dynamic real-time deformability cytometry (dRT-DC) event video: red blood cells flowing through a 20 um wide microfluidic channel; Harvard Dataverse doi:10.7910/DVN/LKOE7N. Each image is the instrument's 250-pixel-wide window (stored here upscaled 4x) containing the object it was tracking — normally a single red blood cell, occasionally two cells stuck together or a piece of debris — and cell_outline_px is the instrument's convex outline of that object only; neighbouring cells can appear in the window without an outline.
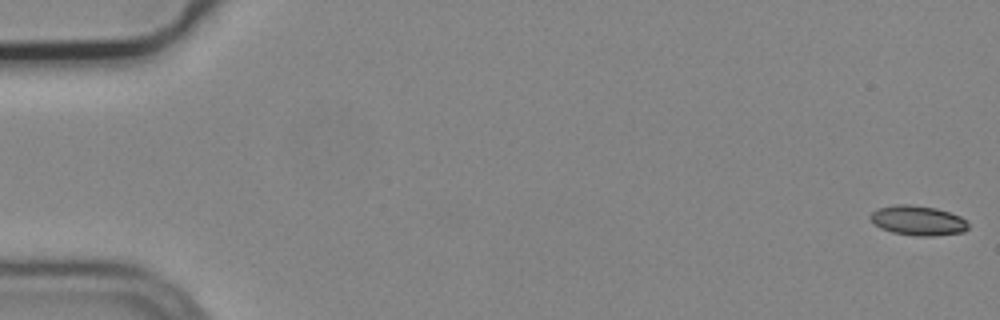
{"species": "common noctule bat (a hibernating species)", "species_latin": "Nyctalus noctula", "temperature_condition": "cold", "stored_images_in_passage": 6, "camera_frame_rate_fps": 3000, "um_per_image_px": 0.085, "animal": {"sex": "male", "body_mass_g": 19.2, "forearm_length_mm": 51.8}, "frame": {"image": 1, "passage_image": 1, "time_ms": 0.0, "image_size_px": [1000, 320], "cell_outline_px": [[968, 228], [964, 232], [932, 236], [920, 236], [892, 232], [880, 228], [868, 216], [876, 208], [896, 204], [908, 204], [936, 208], [960, 216], [968, 224]], "centroid_in_image_um": [78.0, 18.73], "position_along_channel_um": 7.0, "area_um2": 16.88}}